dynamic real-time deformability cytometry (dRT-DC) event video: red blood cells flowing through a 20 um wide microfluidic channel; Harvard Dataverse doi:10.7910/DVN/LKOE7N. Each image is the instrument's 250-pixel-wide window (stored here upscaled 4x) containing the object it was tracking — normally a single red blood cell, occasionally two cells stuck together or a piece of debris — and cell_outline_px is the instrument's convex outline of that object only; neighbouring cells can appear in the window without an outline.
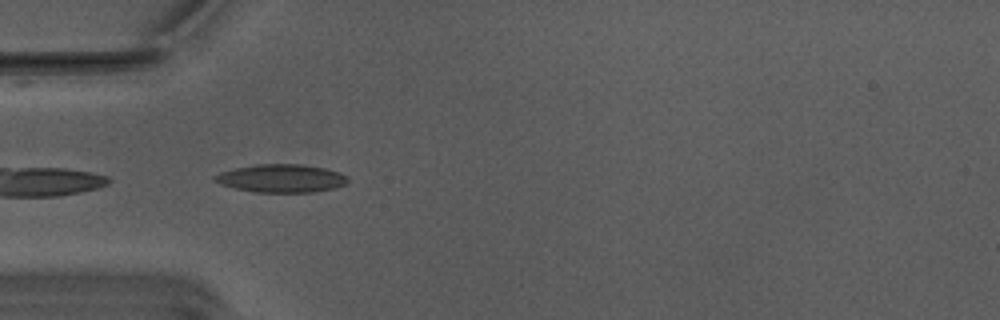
{"species": "Egyptian fruit bat (a non-hibernating species)", "species_latin": "Rousettus aegyptiacus", "temperature_condition": "warm", "stored_images_in_passage": 39, "camera_frame_rate_fps": 3000, "um_per_image_px": 0.085, "animal": {"sex": "male"}, "frame": {"image": 1, "passage_image": 1, "time_ms": 0.0, "image_size_px": [1000, 320], "cell_outline_px": [[348, 180], [344, 184], [336, 188], [312, 192], [256, 192], [236, 188], [220, 184], [212, 180], [212, 176], [220, 172], [236, 168], [256, 164], [300, 164], [324, 168], [340, 172], [348, 176]], "centroid_in_image_um": [23.9, 15.15], "position_along_channel_um": 61.1, "area_um2": 21.79}}
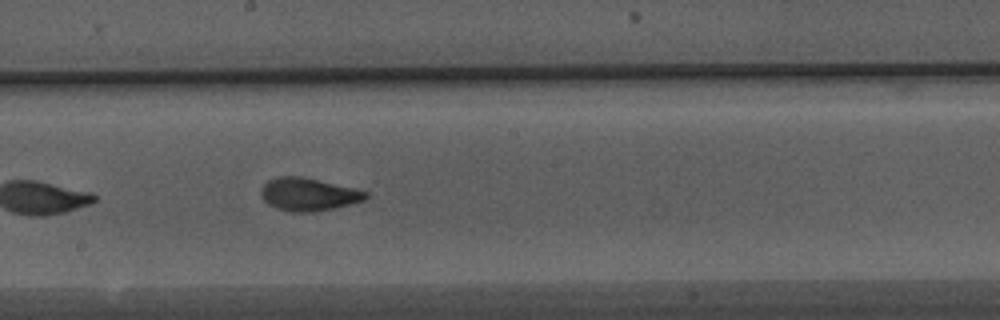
{"frame": {"image": 2, "passage_image": 14, "time_ms": 4.333, "image_size_px": [1000, 320], "cell_outline_px": [[368, 196], [364, 200], [352, 204], [336, 208], [312, 212], [292, 212], [276, 208], [268, 204], [264, 200], [260, 192], [260, 188], [268, 180], [276, 176], [300, 176], [352, 188], [368, 192]], "centroid_in_image_um": [26.19, 16.53], "position_along_channel_um": 222.0, "area_um2": 20.0}}
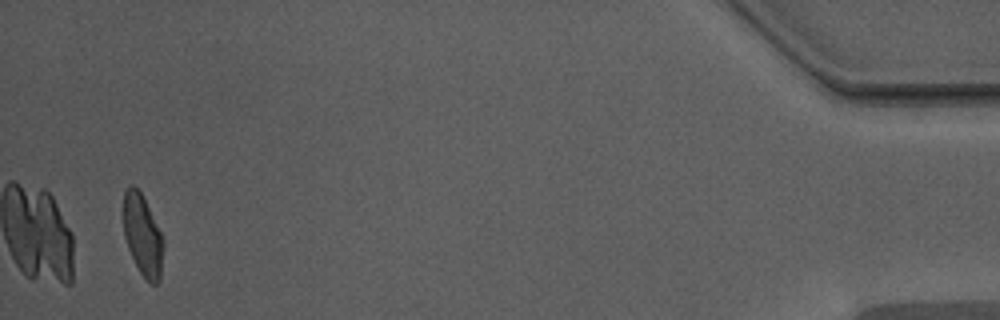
{"frame": {"image": 3, "passage_image": 37, "time_ms": 12.0, "image_size_px": [1000, 320], "cell_outline_px": [[164, 244], [160, 280], [156, 284], [152, 284], [140, 272], [128, 248], [124, 236], [124, 192], [132, 184], [140, 192], [164, 240]], "centroid_in_image_um": [12.13, 20.04], "position_along_channel_um": 423.1, "area_um2": 18.38}, "authors_computed_cell_mechanics": {"area_um2": 19.4208, "velocity_mm_per_s": 3.7658, "shape_relaxation_time_tau1_ms": 4.5601, "shape_relaxation_time_tau2_ms": 1.4262, "deformation_change_tau1": 0.1742, "deformation_change_tau2": 0.0803}}